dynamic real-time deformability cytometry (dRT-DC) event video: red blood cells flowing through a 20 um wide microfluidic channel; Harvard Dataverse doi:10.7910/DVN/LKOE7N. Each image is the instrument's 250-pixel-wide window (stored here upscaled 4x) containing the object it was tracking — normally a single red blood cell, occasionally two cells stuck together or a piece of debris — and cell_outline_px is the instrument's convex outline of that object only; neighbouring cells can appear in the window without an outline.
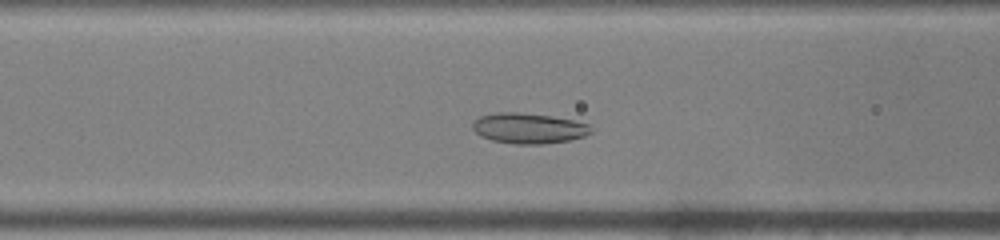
{"species": "common noctule bat (a hibernating species)", "species_latin": "Nyctalus noctula", "temperature_condition": "warm", "stored_images_in_passage": 43, "camera_frame_rate_fps": 3000, "um_per_image_px": 0.085, "animal": {"sex": "male", "body_mass_g": 19.0, "forearm_length_mm": 50.8}, "frame": {"image": 1, "passage_image": 13, "time_ms": 4.0, "image_size_px": [1000, 240], "cell_outline_px": [[592, 132], [584, 136], [568, 140], [540, 144], [516, 144], [492, 140], [480, 136], [472, 128], [472, 124], [480, 116], [496, 112], [516, 112], [552, 116], [572, 120], [588, 124], [592, 128]], "centroid_in_image_um": [44.92, 10.9], "position_along_channel_um": 121.7, "area_um2": 20.87}}
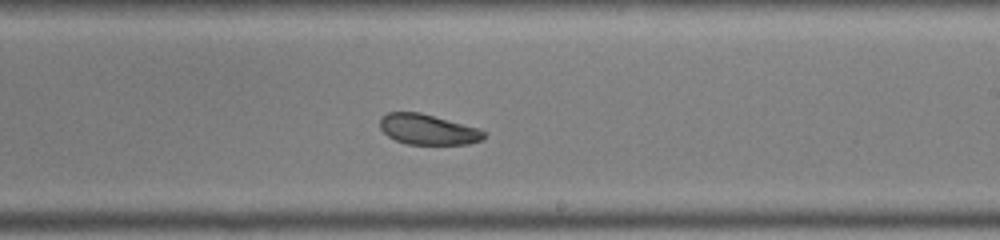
{"frame": {"image": 2, "passage_image": 23, "time_ms": 7.333, "image_size_px": [1000, 240], "cell_outline_px": [[488, 132], [480, 140], [468, 144], [408, 144], [396, 140], [388, 136], [380, 128], [380, 116], [388, 112], [420, 112], [480, 128]], "centroid_in_image_um": [36.38, 10.99], "position_along_channel_um": 252.6, "area_um2": 18.5}}
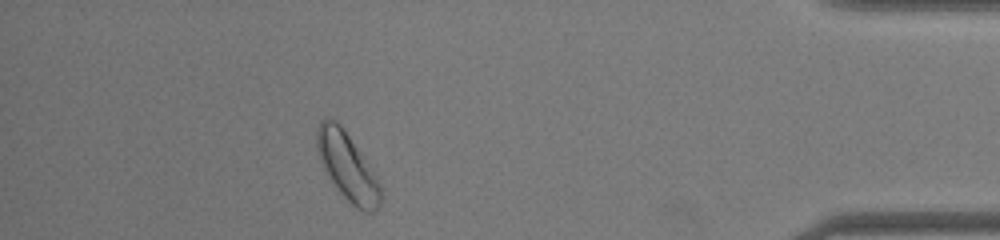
{"frame": {"image": 3, "passage_image": 38, "time_ms": 12.333, "image_size_px": [1000, 240], "cell_outline_px": [[384, 188], [380, 204], [372, 212], [364, 212], [352, 208], [336, 188], [328, 176], [320, 160], [316, 148], [316, 128], [320, 120], [336, 120], [344, 128]], "centroid_in_image_um": [29.54, 14.21], "position_along_channel_um": 405.7, "area_um2": 25.43}, "authors_computed_cell_mechanics": {"area_um2": 21.386, "velocity_mm_per_s": 3.9416, "shape_relaxation_time_tau1_ms": null, "shape_relaxation_time_tau2_ms": 11.3256, "deformation_change_tau1": null, "deformation_change_tau2": 0.1714}}